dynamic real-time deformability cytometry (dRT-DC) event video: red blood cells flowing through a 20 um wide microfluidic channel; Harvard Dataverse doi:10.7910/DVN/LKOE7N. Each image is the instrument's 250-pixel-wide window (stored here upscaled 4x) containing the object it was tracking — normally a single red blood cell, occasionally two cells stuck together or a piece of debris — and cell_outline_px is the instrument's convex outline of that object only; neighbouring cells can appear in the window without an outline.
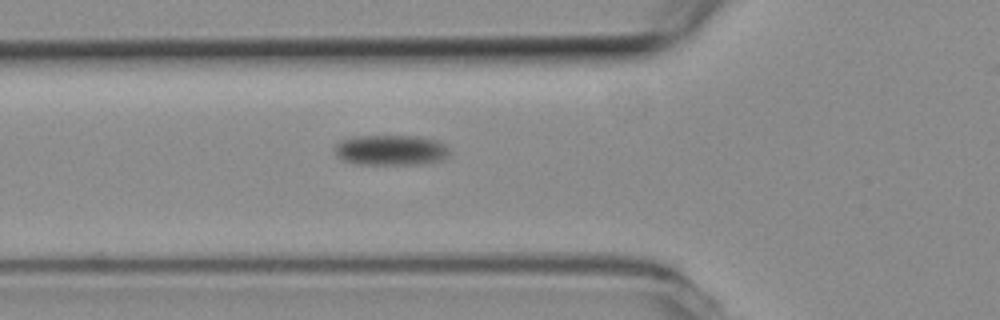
{"species": "common noctule bat (a hibernating species)", "species_latin": "Nyctalus noctula", "temperature_condition": "room temperature", "stored_images_in_passage": 3, "camera_frame_rate_fps": 3000, "um_per_image_px": 0.085, "animal": {"sex": "female", "body_mass_g": 19.3, "forearm_length_mm": 54.1}, "frame": {"image": 1, "passage_image": 3, "time_ms": 0.667, "image_size_px": [1000, 320], "cell_outline_px": [[448, 156], [444, 160], [428, 164], [356, 164], [340, 160], [336, 156], [336, 144], [340, 140], [352, 136], [416, 136], [436, 140], [444, 144], [448, 148]], "centroid_in_image_um": [33.21, 12.77], "position_along_channel_um": 92.6, "area_um2": 20.58}}